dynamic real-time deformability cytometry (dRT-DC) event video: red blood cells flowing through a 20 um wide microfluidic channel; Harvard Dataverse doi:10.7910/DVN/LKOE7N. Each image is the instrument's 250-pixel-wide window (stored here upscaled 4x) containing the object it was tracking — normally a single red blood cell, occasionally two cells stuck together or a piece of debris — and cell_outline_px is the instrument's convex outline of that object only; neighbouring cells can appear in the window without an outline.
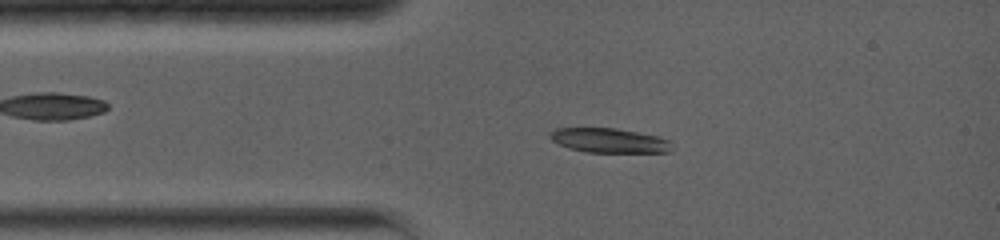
{"species": "common noctule bat (a hibernating species)", "species_latin": "Nyctalus noctula", "temperature_condition": "warm", "stored_images_in_passage": 25, "camera_frame_rate_fps": 5000, "um_per_image_px": 0.085, "animal": {"sex": "female", "body_mass_g": 19.0, "forearm_length_mm": 56.7}, "frame": {"image": 1, "passage_image": 3, "time_ms": 1.2, "image_size_px": [1000, 240], "cell_outline_px": [[672, 140], [668, 152], [584, 152], [568, 148], [552, 140], [548, 136], [556, 128], [616, 128], [656, 136]], "centroid_in_image_um": [51.76, 11.94], "position_along_channel_um": 33.2, "area_um2": 17.22}}
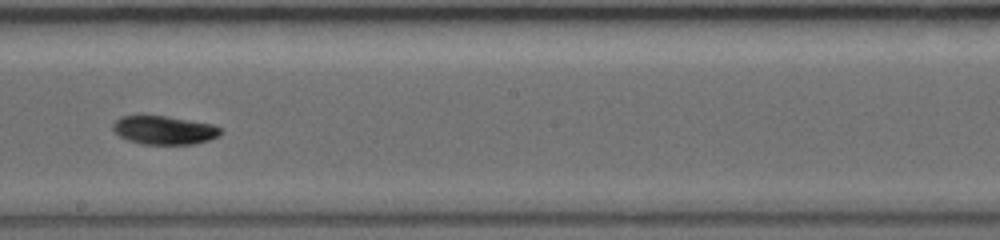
{"frame": {"image": 2, "passage_image": 10, "time_ms": 6.6, "image_size_px": [1000, 240], "cell_outline_px": [[224, 132], [220, 136], [208, 140], [192, 144], [144, 144], [128, 140], [120, 136], [112, 128], [112, 124], [120, 116], [164, 116], [212, 124], [220, 128]], "centroid_in_image_um": [13.97, 11.06], "position_along_channel_um": 234.2, "area_um2": 17.74}}
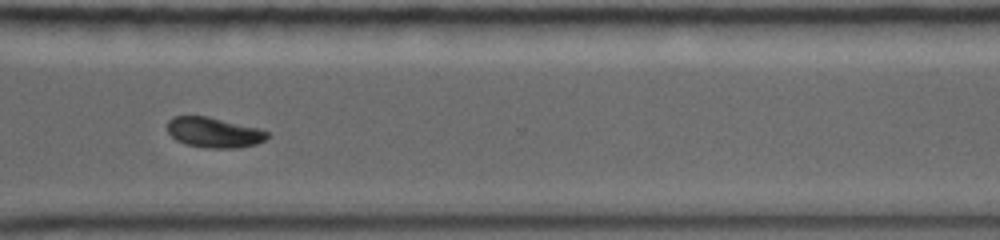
{"frame": {"image": 3, "passage_image": 16, "time_ms": 9.6, "image_size_px": [1000, 240], "cell_outline_px": [[268, 136], [264, 140], [256, 144], [240, 148], [208, 148], [184, 144], [176, 140], [168, 132], [168, 120], [172, 116], [208, 116], [260, 128], [268, 132]], "centroid_in_image_um": [18.19, 11.26], "position_along_channel_um": 352.4, "area_um2": 17.74}, "authors_computed_cell_mechanics": {"area_um2": 17.629, "velocity_mm_per_s": 3.9348, "shape_relaxation_time_tau1_ms": 6.1083, "shape_relaxation_time_tau2_ms": null, "deformation_change_tau1": 0.1804, "deformation_change_tau2": null}}